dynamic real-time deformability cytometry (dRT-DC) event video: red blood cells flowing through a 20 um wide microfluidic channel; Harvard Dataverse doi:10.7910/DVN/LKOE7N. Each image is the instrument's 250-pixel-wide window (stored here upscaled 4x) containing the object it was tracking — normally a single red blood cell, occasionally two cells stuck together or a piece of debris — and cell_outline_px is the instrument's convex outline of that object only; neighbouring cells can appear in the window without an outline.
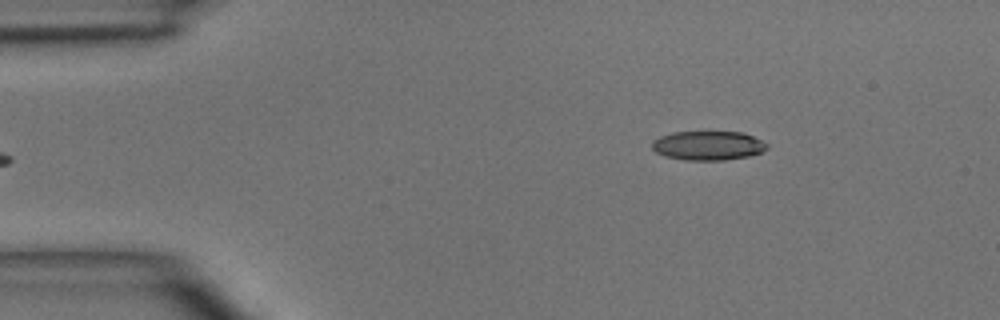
{"species": "common noctule bat (a hibernating species)", "species_latin": "Nyctalus noctula", "temperature_condition": "room temperature", "stored_images_in_passage": 2, "camera_frame_rate_fps": 3000, "um_per_image_px": 0.085, "animal": {"sex": "male", "body_mass_g": 15.6}, "frame": {"image": 1, "passage_image": 1, "time_ms": 0.0, "image_size_px": [1000, 320], "cell_outline_px": [[768, 148], [760, 152], [748, 156], [724, 160], [684, 160], [664, 156], [656, 152], [652, 148], [652, 140], [660, 136], [672, 132], [744, 132], [768, 144]], "centroid_in_image_um": [60.15, 12.37], "position_along_channel_um": 24.8, "area_um2": 19.54}}